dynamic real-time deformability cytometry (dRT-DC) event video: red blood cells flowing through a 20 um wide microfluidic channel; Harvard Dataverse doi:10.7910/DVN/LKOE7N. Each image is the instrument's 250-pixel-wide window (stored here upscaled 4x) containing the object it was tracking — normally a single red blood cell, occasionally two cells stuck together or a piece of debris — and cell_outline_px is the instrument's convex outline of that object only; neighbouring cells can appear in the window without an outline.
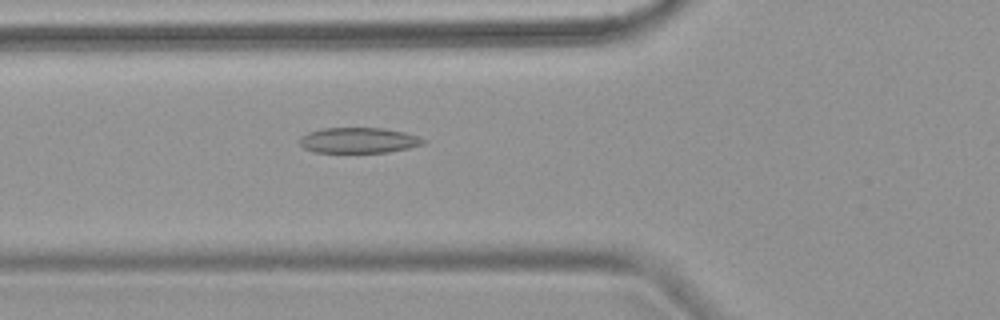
{"species": "common noctule bat (a hibernating species)", "species_latin": "Nyctalus noctula", "temperature_condition": "warm", "stored_images_in_passage": 6, "camera_frame_rate_fps": 3000, "um_per_image_px": 0.085, "animal": {"sex": "female", "body_mass_g": 18.4}, "frame": {"image": 1, "passage_image": 6, "time_ms": 7.0, "image_size_px": [1000, 320], "cell_outline_px": [[428, 140], [424, 144], [408, 148], [388, 152], [312, 152], [304, 148], [300, 144], [300, 136], [308, 132], [324, 128], [384, 128], [404, 132]], "centroid_in_image_um": [30.48, 11.92], "position_along_channel_um": 95.3, "area_um2": 18.38}}